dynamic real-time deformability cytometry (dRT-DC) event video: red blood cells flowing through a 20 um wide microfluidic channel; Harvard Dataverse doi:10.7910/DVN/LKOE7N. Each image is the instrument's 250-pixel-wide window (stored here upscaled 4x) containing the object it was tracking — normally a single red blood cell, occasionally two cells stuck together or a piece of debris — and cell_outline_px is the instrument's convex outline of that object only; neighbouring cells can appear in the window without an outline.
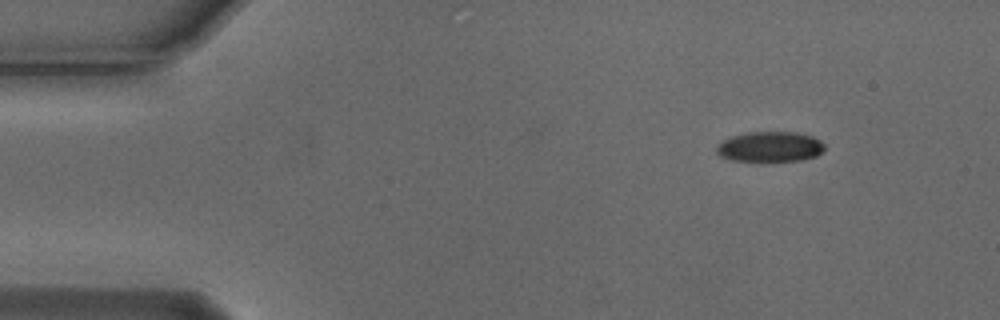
{"species": "Egyptian fruit bat (a non-hibernating species)", "species_latin": "Rousettus aegyptiacus", "temperature_condition": "cold", "stored_images_in_passage": 4, "camera_frame_rate_fps": 3000, "um_per_image_px": 0.085, "animal": {"sex": "male"}, "frame": {"image": 1, "passage_image": 1, "time_ms": 0.0, "image_size_px": [1000, 320], "cell_outline_px": [[824, 148], [816, 156], [800, 160], [768, 164], [760, 164], [728, 160], [720, 156], [716, 152], [716, 148], [724, 140], [732, 136], [748, 132], [796, 132], [812, 136], [820, 140], [824, 144]], "centroid_in_image_um": [65.42, 12.53], "position_along_channel_um": 19.6, "area_um2": 19.88}}
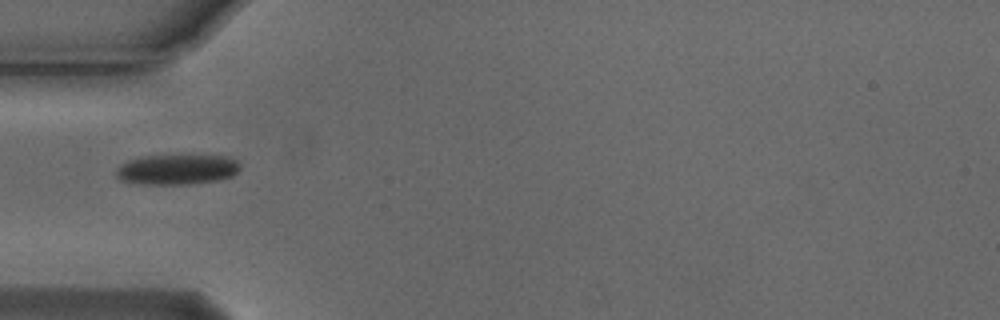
{"frame": {"image": 2, "passage_image": 4, "time_ms": 1.0, "image_size_px": [1000, 320], "cell_outline_px": [[240, 168], [232, 176], [220, 180], [188, 184], [144, 184], [120, 180], [116, 176], [116, 168], [120, 164], [128, 160], [144, 156], [228, 156], [236, 160], [240, 164]], "centroid_in_image_um": [15.04, 14.41], "position_along_channel_um": 70.0, "area_um2": 21.73}}